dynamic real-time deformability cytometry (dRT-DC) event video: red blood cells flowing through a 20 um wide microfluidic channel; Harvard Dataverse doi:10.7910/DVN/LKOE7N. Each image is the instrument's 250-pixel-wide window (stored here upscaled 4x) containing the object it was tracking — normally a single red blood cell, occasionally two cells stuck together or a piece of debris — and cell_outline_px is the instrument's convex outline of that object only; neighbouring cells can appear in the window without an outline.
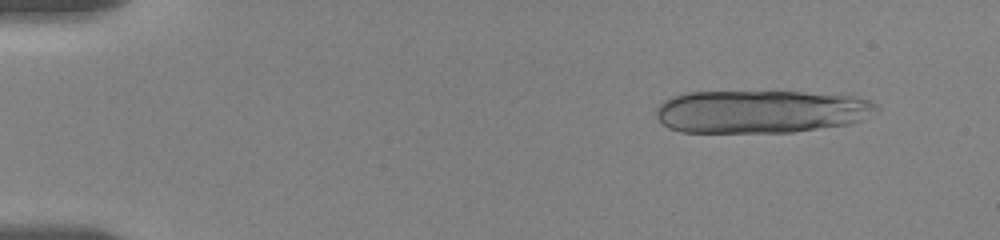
{"species": "human", "species_latin": "Homo sapiens", "temperature_condition": "room temperature", "stored_images_in_passage": 16, "camera_frame_rate_fps": 3000, "um_per_image_px": 0.085, "donor": {"sex": "female"}, "frame": {"image": 1, "passage_image": 4, "time_ms": 1.333, "image_size_px": [1000, 240], "cell_outline_px": [[880, 108], [860, 120], [852, 124], [792, 132], [680, 132], [668, 128], [656, 116], [656, 108], [664, 100], [672, 96], [684, 92], [800, 92], [852, 96], [868, 100], [876, 104]], "centroid_in_image_um": [64.64, 9.48], "position_along_channel_um": 20.4, "area_um2": 55.14}}
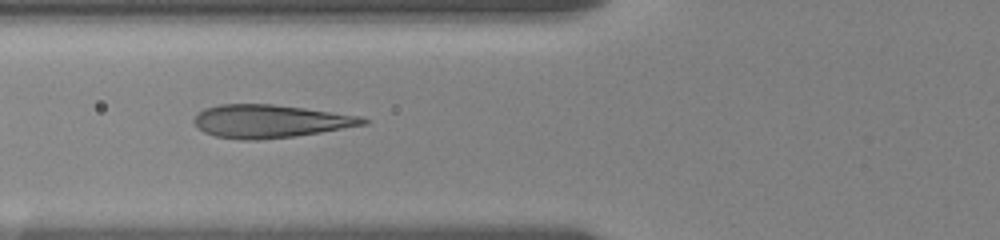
{"frame": {"image": 2, "passage_image": 12, "time_ms": 7.0, "image_size_px": [1000, 240], "cell_outline_px": [[368, 124], [320, 132], [292, 136], [256, 140], [240, 140], [216, 136], [204, 132], [192, 120], [204, 108], [220, 104], [272, 104], [304, 108], [360, 116], [368, 120]], "centroid_in_image_um": [22.95, 10.3], "position_along_channel_um": 102.9, "area_um2": 32.19}}
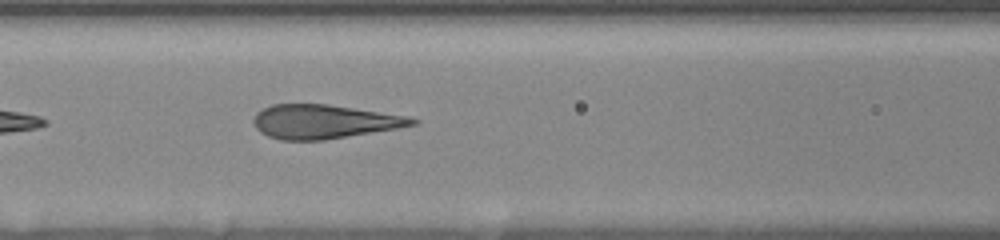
{"frame": {"image": 3, "passage_image": 14, "time_ms": 8.0, "image_size_px": [1000, 240], "cell_outline_px": [[420, 124], [324, 140], [280, 140], [268, 136], [260, 132], [256, 128], [252, 120], [256, 112], [272, 104], [328, 104], [408, 116], [420, 120]], "centroid_in_image_um": [27.53, 10.33], "position_along_channel_um": 139.1, "area_um2": 31.39}}